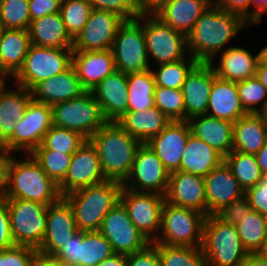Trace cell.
<instances>
[{"label":"cell","instance_id":"6da1fadb","mask_svg":"<svg viewBox=\"0 0 267 266\" xmlns=\"http://www.w3.org/2000/svg\"><path fill=\"white\" fill-rule=\"evenodd\" d=\"M248 24L241 16L211 4L187 35V53L198 63H214L218 52Z\"/></svg>","mask_w":267,"mask_h":266},{"label":"cell","instance_id":"7a4b0ae2","mask_svg":"<svg viewBox=\"0 0 267 266\" xmlns=\"http://www.w3.org/2000/svg\"><path fill=\"white\" fill-rule=\"evenodd\" d=\"M89 140L97 149L105 178L123 183L142 142L117 122H106Z\"/></svg>","mask_w":267,"mask_h":266},{"label":"cell","instance_id":"3957f363","mask_svg":"<svg viewBox=\"0 0 267 266\" xmlns=\"http://www.w3.org/2000/svg\"><path fill=\"white\" fill-rule=\"evenodd\" d=\"M121 189V182L105 180L64 195L73 210L77 229L99 231L105 216L119 202Z\"/></svg>","mask_w":267,"mask_h":266},{"label":"cell","instance_id":"277c9868","mask_svg":"<svg viewBox=\"0 0 267 266\" xmlns=\"http://www.w3.org/2000/svg\"><path fill=\"white\" fill-rule=\"evenodd\" d=\"M23 161L12 159L5 199H25L50 205L60 197L57 184L43 171L40 164L28 154Z\"/></svg>","mask_w":267,"mask_h":266},{"label":"cell","instance_id":"5b68a950","mask_svg":"<svg viewBox=\"0 0 267 266\" xmlns=\"http://www.w3.org/2000/svg\"><path fill=\"white\" fill-rule=\"evenodd\" d=\"M201 248L206 266H241L249 253L242 245L236 226L216 215L205 219Z\"/></svg>","mask_w":267,"mask_h":266},{"label":"cell","instance_id":"8992f818","mask_svg":"<svg viewBox=\"0 0 267 266\" xmlns=\"http://www.w3.org/2000/svg\"><path fill=\"white\" fill-rule=\"evenodd\" d=\"M206 216L196 210L164 203L161 218V235L153 244L201 247Z\"/></svg>","mask_w":267,"mask_h":266},{"label":"cell","instance_id":"52a82bcc","mask_svg":"<svg viewBox=\"0 0 267 266\" xmlns=\"http://www.w3.org/2000/svg\"><path fill=\"white\" fill-rule=\"evenodd\" d=\"M51 108L54 126L76 131L87 140L107 122L91 91L56 103Z\"/></svg>","mask_w":267,"mask_h":266},{"label":"cell","instance_id":"ba28073f","mask_svg":"<svg viewBox=\"0 0 267 266\" xmlns=\"http://www.w3.org/2000/svg\"><path fill=\"white\" fill-rule=\"evenodd\" d=\"M72 48H46L30 45L22 68L13 77L16 86L31 90L37 83L56 76L72 66Z\"/></svg>","mask_w":267,"mask_h":266},{"label":"cell","instance_id":"9c48e42d","mask_svg":"<svg viewBox=\"0 0 267 266\" xmlns=\"http://www.w3.org/2000/svg\"><path fill=\"white\" fill-rule=\"evenodd\" d=\"M111 50L116 71L129 74L151 68L143 32V13L136 19L125 20L118 29Z\"/></svg>","mask_w":267,"mask_h":266},{"label":"cell","instance_id":"30bf717a","mask_svg":"<svg viewBox=\"0 0 267 266\" xmlns=\"http://www.w3.org/2000/svg\"><path fill=\"white\" fill-rule=\"evenodd\" d=\"M15 245L38 249L44 238L48 205L25 199H7Z\"/></svg>","mask_w":267,"mask_h":266},{"label":"cell","instance_id":"8fae6325","mask_svg":"<svg viewBox=\"0 0 267 266\" xmlns=\"http://www.w3.org/2000/svg\"><path fill=\"white\" fill-rule=\"evenodd\" d=\"M143 32L149 60L153 58L161 65L188 57L185 54L187 36L172 29L154 13H143Z\"/></svg>","mask_w":267,"mask_h":266},{"label":"cell","instance_id":"7c38bea8","mask_svg":"<svg viewBox=\"0 0 267 266\" xmlns=\"http://www.w3.org/2000/svg\"><path fill=\"white\" fill-rule=\"evenodd\" d=\"M170 173L146 143L138 148L131 171L122 187L135 192L157 193L165 196Z\"/></svg>","mask_w":267,"mask_h":266},{"label":"cell","instance_id":"4fadbf2b","mask_svg":"<svg viewBox=\"0 0 267 266\" xmlns=\"http://www.w3.org/2000/svg\"><path fill=\"white\" fill-rule=\"evenodd\" d=\"M119 201L127 210L136 228L152 243L160 234L164 196L157 193L135 192L122 187Z\"/></svg>","mask_w":267,"mask_h":266},{"label":"cell","instance_id":"5bb4252c","mask_svg":"<svg viewBox=\"0 0 267 266\" xmlns=\"http://www.w3.org/2000/svg\"><path fill=\"white\" fill-rule=\"evenodd\" d=\"M52 125L51 106L32 99L24 117L16 122L14 133L4 146L13 152L25 151L31 154L42 144Z\"/></svg>","mask_w":267,"mask_h":266},{"label":"cell","instance_id":"9a60e30c","mask_svg":"<svg viewBox=\"0 0 267 266\" xmlns=\"http://www.w3.org/2000/svg\"><path fill=\"white\" fill-rule=\"evenodd\" d=\"M115 254L99 231L78 230L52 257L66 266H96Z\"/></svg>","mask_w":267,"mask_h":266},{"label":"cell","instance_id":"2e32d148","mask_svg":"<svg viewBox=\"0 0 267 266\" xmlns=\"http://www.w3.org/2000/svg\"><path fill=\"white\" fill-rule=\"evenodd\" d=\"M99 232L116 254L130 255L151 243L130 220L120 201L105 216Z\"/></svg>","mask_w":267,"mask_h":266},{"label":"cell","instance_id":"e0dca14e","mask_svg":"<svg viewBox=\"0 0 267 266\" xmlns=\"http://www.w3.org/2000/svg\"><path fill=\"white\" fill-rule=\"evenodd\" d=\"M125 19L117 13L92 9L82 31L73 39V52L111 49Z\"/></svg>","mask_w":267,"mask_h":266},{"label":"cell","instance_id":"ac0fdd59","mask_svg":"<svg viewBox=\"0 0 267 266\" xmlns=\"http://www.w3.org/2000/svg\"><path fill=\"white\" fill-rule=\"evenodd\" d=\"M107 180L103 174L97 149L87 140L71 158L65 179L58 185L64 196L77 189L95 185Z\"/></svg>","mask_w":267,"mask_h":266},{"label":"cell","instance_id":"d6986e66","mask_svg":"<svg viewBox=\"0 0 267 266\" xmlns=\"http://www.w3.org/2000/svg\"><path fill=\"white\" fill-rule=\"evenodd\" d=\"M78 231L73 210L68 201L61 196L56 202L48 205L47 224L38 254L53 257Z\"/></svg>","mask_w":267,"mask_h":266},{"label":"cell","instance_id":"ffe728a7","mask_svg":"<svg viewBox=\"0 0 267 266\" xmlns=\"http://www.w3.org/2000/svg\"><path fill=\"white\" fill-rule=\"evenodd\" d=\"M165 202L203 213L207 217L204 177L184 171L170 173Z\"/></svg>","mask_w":267,"mask_h":266},{"label":"cell","instance_id":"44dd1931","mask_svg":"<svg viewBox=\"0 0 267 266\" xmlns=\"http://www.w3.org/2000/svg\"><path fill=\"white\" fill-rule=\"evenodd\" d=\"M214 80L215 71L211 63H197L187 74L181 88L185 105V121L206 114Z\"/></svg>","mask_w":267,"mask_h":266},{"label":"cell","instance_id":"7402d4cb","mask_svg":"<svg viewBox=\"0 0 267 266\" xmlns=\"http://www.w3.org/2000/svg\"><path fill=\"white\" fill-rule=\"evenodd\" d=\"M191 134L188 121H171L165 129L150 138L146 144L172 173L180 171V161Z\"/></svg>","mask_w":267,"mask_h":266},{"label":"cell","instance_id":"603a6c76","mask_svg":"<svg viewBox=\"0 0 267 266\" xmlns=\"http://www.w3.org/2000/svg\"><path fill=\"white\" fill-rule=\"evenodd\" d=\"M107 122H118L128 111L127 74L115 71L108 75L92 90Z\"/></svg>","mask_w":267,"mask_h":266},{"label":"cell","instance_id":"cb8c5ba5","mask_svg":"<svg viewBox=\"0 0 267 266\" xmlns=\"http://www.w3.org/2000/svg\"><path fill=\"white\" fill-rule=\"evenodd\" d=\"M204 182L207 216L215 215L245 193L225 161L206 175Z\"/></svg>","mask_w":267,"mask_h":266},{"label":"cell","instance_id":"d4e9b609","mask_svg":"<svg viewBox=\"0 0 267 266\" xmlns=\"http://www.w3.org/2000/svg\"><path fill=\"white\" fill-rule=\"evenodd\" d=\"M72 67L86 91H91L98 83L116 71L111 49L73 52Z\"/></svg>","mask_w":267,"mask_h":266},{"label":"cell","instance_id":"484cf974","mask_svg":"<svg viewBox=\"0 0 267 266\" xmlns=\"http://www.w3.org/2000/svg\"><path fill=\"white\" fill-rule=\"evenodd\" d=\"M191 134L203 140L224 158L233 151L234 123L210 115L187 120Z\"/></svg>","mask_w":267,"mask_h":266},{"label":"cell","instance_id":"4316f807","mask_svg":"<svg viewBox=\"0 0 267 266\" xmlns=\"http://www.w3.org/2000/svg\"><path fill=\"white\" fill-rule=\"evenodd\" d=\"M85 91L72 66L61 74L40 81L31 89L33 100L50 106L77 98Z\"/></svg>","mask_w":267,"mask_h":266},{"label":"cell","instance_id":"83f0119b","mask_svg":"<svg viewBox=\"0 0 267 266\" xmlns=\"http://www.w3.org/2000/svg\"><path fill=\"white\" fill-rule=\"evenodd\" d=\"M206 114L233 123L248 114L241 103L237 82L221 79L215 74Z\"/></svg>","mask_w":267,"mask_h":266},{"label":"cell","instance_id":"f1b7e54d","mask_svg":"<svg viewBox=\"0 0 267 266\" xmlns=\"http://www.w3.org/2000/svg\"><path fill=\"white\" fill-rule=\"evenodd\" d=\"M211 4V0H167L154 14L172 29L187 36Z\"/></svg>","mask_w":267,"mask_h":266},{"label":"cell","instance_id":"f546056e","mask_svg":"<svg viewBox=\"0 0 267 266\" xmlns=\"http://www.w3.org/2000/svg\"><path fill=\"white\" fill-rule=\"evenodd\" d=\"M5 84L0 86V145L12 137L16 122L24 117L32 100L31 90L20 86L14 90H5Z\"/></svg>","mask_w":267,"mask_h":266},{"label":"cell","instance_id":"4dcf8cb0","mask_svg":"<svg viewBox=\"0 0 267 266\" xmlns=\"http://www.w3.org/2000/svg\"><path fill=\"white\" fill-rule=\"evenodd\" d=\"M31 45L28 30L6 29L0 39V76L14 77L22 68Z\"/></svg>","mask_w":267,"mask_h":266},{"label":"cell","instance_id":"1f68e13d","mask_svg":"<svg viewBox=\"0 0 267 266\" xmlns=\"http://www.w3.org/2000/svg\"><path fill=\"white\" fill-rule=\"evenodd\" d=\"M28 32L34 46L72 48L73 39L65 28L60 12L31 21Z\"/></svg>","mask_w":267,"mask_h":266},{"label":"cell","instance_id":"d6a6232c","mask_svg":"<svg viewBox=\"0 0 267 266\" xmlns=\"http://www.w3.org/2000/svg\"><path fill=\"white\" fill-rule=\"evenodd\" d=\"M224 157L203 140L190 134L180 161V171L205 177Z\"/></svg>","mask_w":267,"mask_h":266},{"label":"cell","instance_id":"836d02e7","mask_svg":"<svg viewBox=\"0 0 267 266\" xmlns=\"http://www.w3.org/2000/svg\"><path fill=\"white\" fill-rule=\"evenodd\" d=\"M258 53L252 55L241 47H228L224 49L218 65L212 64L217 77L232 82L243 81L256 74Z\"/></svg>","mask_w":267,"mask_h":266},{"label":"cell","instance_id":"e575fe53","mask_svg":"<svg viewBox=\"0 0 267 266\" xmlns=\"http://www.w3.org/2000/svg\"><path fill=\"white\" fill-rule=\"evenodd\" d=\"M171 120L156 106L145 111H127L119 123L132 137L146 143L153 136L161 133Z\"/></svg>","mask_w":267,"mask_h":266},{"label":"cell","instance_id":"d590c367","mask_svg":"<svg viewBox=\"0 0 267 266\" xmlns=\"http://www.w3.org/2000/svg\"><path fill=\"white\" fill-rule=\"evenodd\" d=\"M266 140L267 125L258 113H248L234 122L233 151L256 154Z\"/></svg>","mask_w":267,"mask_h":266},{"label":"cell","instance_id":"8d00e7d4","mask_svg":"<svg viewBox=\"0 0 267 266\" xmlns=\"http://www.w3.org/2000/svg\"><path fill=\"white\" fill-rule=\"evenodd\" d=\"M128 79V111H145L155 106V79L151 69L144 72L129 73Z\"/></svg>","mask_w":267,"mask_h":266},{"label":"cell","instance_id":"74e56055","mask_svg":"<svg viewBox=\"0 0 267 266\" xmlns=\"http://www.w3.org/2000/svg\"><path fill=\"white\" fill-rule=\"evenodd\" d=\"M224 161L244 191L255 186L263 176L255 154L232 151Z\"/></svg>","mask_w":267,"mask_h":266},{"label":"cell","instance_id":"f35d334b","mask_svg":"<svg viewBox=\"0 0 267 266\" xmlns=\"http://www.w3.org/2000/svg\"><path fill=\"white\" fill-rule=\"evenodd\" d=\"M243 247L249 253H255L261 247L267 235V217L257 211L246 214L236 225Z\"/></svg>","mask_w":267,"mask_h":266},{"label":"cell","instance_id":"ab89813d","mask_svg":"<svg viewBox=\"0 0 267 266\" xmlns=\"http://www.w3.org/2000/svg\"><path fill=\"white\" fill-rule=\"evenodd\" d=\"M154 245L158 249L160 266H206L201 247Z\"/></svg>","mask_w":267,"mask_h":266},{"label":"cell","instance_id":"60d3db41","mask_svg":"<svg viewBox=\"0 0 267 266\" xmlns=\"http://www.w3.org/2000/svg\"><path fill=\"white\" fill-rule=\"evenodd\" d=\"M87 139L80 133L52 125L35 150H53L73 155Z\"/></svg>","mask_w":267,"mask_h":266},{"label":"cell","instance_id":"b9f144b4","mask_svg":"<svg viewBox=\"0 0 267 266\" xmlns=\"http://www.w3.org/2000/svg\"><path fill=\"white\" fill-rule=\"evenodd\" d=\"M187 58L178 62L161 64L158 66L159 69L156 70V72L152 70L155 86L181 89L187 74L198 63V61L189 54Z\"/></svg>","mask_w":267,"mask_h":266},{"label":"cell","instance_id":"7bdbcfd3","mask_svg":"<svg viewBox=\"0 0 267 266\" xmlns=\"http://www.w3.org/2000/svg\"><path fill=\"white\" fill-rule=\"evenodd\" d=\"M92 7L87 0H62L60 14L65 28L72 39L83 29L88 21Z\"/></svg>","mask_w":267,"mask_h":266},{"label":"cell","instance_id":"ee69618b","mask_svg":"<svg viewBox=\"0 0 267 266\" xmlns=\"http://www.w3.org/2000/svg\"><path fill=\"white\" fill-rule=\"evenodd\" d=\"M31 155L57 186L65 179L72 158L71 154L53 150H34Z\"/></svg>","mask_w":267,"mask_h":266},{"label":"cell","instance_id":"f6af8a7d","mask_svg":"<svg viewBox=\"0 0 267 266\" xmlns=\"http://www.w3.org/2000/svg\"><path fill=\"white\" fill-rule=\"evenodd\" d=\"M155 106L171 121H185L184 97L181 89L155 86Z\"/></svg>","mask_w":267,"mask_h":266},{"label":"cell","instance_id":"bcb514c9","mask_svg":"<svg viewBox=\"0 0 267 266\" xmlns=\"http://www.w3.org/2000/svg\"><path fill=\"white\" fill-rule=\"evenodd\" d=\"M238 94L247 113H259L267 104V89L256 76L237 82ZM260 105L258 107L257 105ZM257 106V107H256Z\"/></svg>","mask_w":267,"mask_h":266},{"label":"cell","instance_id":"7dc6e473","mask_svg":"<svg viewBox=\"0 0 267 266\" xmlns=\"http://www.w3.org/2000/svg\"><path fill=\"white\" fill-rule=\"evenodd\" d=\"M0 17L6 29L28 30L29 0H0Z\"/></svg>","mask_w":267,"mask_h":266},{"label":"cell","instance_id":"c3c4849f","mask_svg":"<svg viewBox=\"0 0 267 266\" xmlns=\"http://www.w3.org/2000/svg\"><path fill=\"white\" fill-rule=\"evenodd\" d=\"M92 9L117 13L125 20L136 19L140 15V0H87Z\"/></svg>","mask_w":267,"mask_h":266},{"label":"cell","instance_id":"681fc988","mask_svg":"<svg viewBox=\"0 0 267 266\" xmlns=\"http://www.w3.org/2000/svg\"><path fill=\"white\" fill-rule=\"evenodd\" d=\"M38 255L33 247L15 245L0 251V266H33Z\"/></svg>","mask_w":267,"mask_h":266},{"label":"cell","instance_id":"f907efd6","mask_svg":"<svg viewBox=\"0 0 267 266\" xmlns=\"http://www.w3.org/2000/svg\"><path fill=\"white\" fill-rule=\"evenodd\" d=\"M253 208L250 206L245 195L223 207L215 215L223 222L236 225L243 220L246 214L252 213Z\"/></svg>","mask_w":267,"mask_h":266},{"label":"cell","instance_id":"816d5d0a","mask_svg":"<svg viewBox=\"0 0 267 266\" xmlns=\"http://www.w3.org/2000/svg\"><path fill=\"white\" fill-rule=\"evenodd\" d=\"M244 195L254 211L267 217V175H263L255 186L246 189Z\"/></svg>","mask_w":267,"mask_h":266},{"label":"cell","instance_id":"f5cc1de1","mask_svg":"<svg viewBox=\"0 0 267 266\" xmlns=\"http://www.w3.org/2000/svg\"><path fill=\"white\" fill-rule=\"evenodd\" d=\"M212 4L219 6L224 11L241 16L249 25H253L252 0H211Z\"/></svg>","mask_w":267,"mask_h":266},{"label":"cell","instance_id":"db71d44e","mask_svg":"<svg viewBox=\"0 0 267 266\" xmlns=\"http://www.w3.org/2000/svg\"><path fill=\"white\" fill-rule=\"evenodd\" d=\"M127 266H160L158 249L150 243L144 249L127 255Z\"/></svg>","mask_w":267,"mask_h":266},{"label":"cell","instance_id":"11a10c76","mask_svg":"<svg viewBox=\"0 0 267 266\" xmlns=\"http://www.w3.org/2000/svg\"><path fill=\"white\" fill-rule=\"evenodd\" d=\"M15 246L7 207V199L0 197V251Z\"/></svg>","mask_w":267,"mask_h":266},{"label":"cell","instance_id":"9f6ffc18","mask_svg":"<svg viewBox=\"0 0 267 266\" xmlns=\"http://www.w3.org/2000/svg\"><path fill=\"white\" fill-rule=\"evenodd\" d=\"M62 0H29L30 22L60 12Z\"/></svg>","mask_w":267,"mask_h":266},{"label":"cell","instance_id":"6f0895ef","mask_svg":"<svg viewBox=\"0 0 267 266\" xmlns=\"http://www.w3.org/2000/svg\"><path fill=\"white\" fill-rule=\"evenodd\" d=\"M0 197H4L8 184L9 167L14 152L4 145H0Z\"/></svg>","mask_w":267,"mask_h":266},{"label":"cell","instance_id":"680465c9","mask_svg":"<svg viewBox=\"0 0 267 266\" xmlns=\"http://www.w3.org/2000/svg\"><path fill=\"white\" fill-rule=\"evenodd\" d=\"M166 1L167 0H140V14L141 13H154Z\"/></svg>","mask_w":267,"mask_h":266},{"label":"cell","instance_id":"91938a15","mask_svg":"<svg viewBox=\"0 0 267 266\" xmlns=\"http://www.w3.org/2000/svg\"><path fill=\"white\" fill-rule=\"evenodd\" d=\"M252 5L255 7L253 11V24H258L263 14L267 13V0H252Z\"/></svg>","mask_w":267,"mask_h":266},{"label":"cell","instance_id":"94428289","mask_svg":"<svg viewBox=\"0 0 267 266\" xmlns=\"http://www.w3.org/2000/svg\"><path fill=\"white\" fill-rule=\"evenodd\" d=\"M96 266H127V255L115 253Z\"/></svg>","mask_w":267,"mask_h":266},{"label":"cell","instance_id":"6125c7cd","mask_svg":"<svg viewBox=\"0 0 267 266\" xmlns=\"http://www.w3.org/2000/svg\"><path fill=\"white\" fill-rule=\"evenodd\" d=\"M241 266H267V259L260 257L256 252L248 253Z\"/></svg>","mask_w":267,"mask_h":266},{"label":"cell","instance_id":"be15d7a7","mask_svg":"<svg viewBox=\"0 0 267 266\" xmlns=\"http://www.w3.org/2000/svg\"><path fill=\"white\" fill-rule=\"evenodd\" d=\"M257 163L263 175H267V140L258 153L255 154Z\"/></svg>","mask_w":267,"mask_h":266},{"label":"cell","instance_id":"e7e4bbea","mask_svg":"<svg viewBox=\"0 0 267 266\" xmlns=\"http://www.w3.org/2000/svg\"><path fill=\"white\" fill-rule=\"evenodd\" d=\"M33 266H66L65 264L56 261L52 257H44L38 255Z\"/></svg>","mask_w":267,"mask_h":266},{"label":"cell","instance_id":"03108f58","mask_svg":"<svg viewBox=\"0 0 267 266\" xmlns=\"http://www.w3.org/2000/svg\"><path fill=\"white\" fill-rule=\"evenodd\" d=\"M255 76L259 79L262 85L267 89V65H263L258 61Z\"/></svg>","mask_w":267,"mask_h":266},{"label":"cell","instance_id":"003e7915","mask_svg":"<svg viewBox=\"0 0 267 266\" xmlns=\"http://www.w3.org/2000/svg\"><path fill=\"white\" fill-rule=\"evenodd\" d=\"M260 257L267 259V235L262 242L261 247L256 252Z\"/></svg>","mask_w":267,"mask_h":266},{"label":"cell","instance_id":"a7ac6f4b","mask_svg":"<svg viewBox=\"0 0 267 266\" xmlns=\"http://www.w3.org/2000/svg\"><path fill=\"white\" fill-rule=\"evenodd\" d=\"M258 61L263 65H267V45L258 52Z\"/></svg>","mask_w":267,"mask_h":266},{"label":"cell","instance_id":"89a4df30","mask_svg":"<svg viewBox=\"0 0 267 266\" xmlns=\"http://www.w3.org/2000/svg\"><path fill=\"white\" fill-rule=\"evenodd\" d=\"M258 114L261 116L263 122L267 125V104Z\"/></svg>","mask_w":267,"mask_h":266},{"label":"cell","instance_id":"2644e50d","mask_svg":"<svg viewBox=\"0 0 267 266\" xmlns=\"http://www.w3.org/2000/svg\"><path fill=\"white\" fill-rule=\"evenodd\" d=\"M5 30L6 28H5L4 22L0 17V39L3 37Z\"/></svg>","mask_w":267,"mask_h":266},{"label":"cell","instance_id":"8c879c8a","mask_svg":"<svg viewBox=\"0 0 267 266\" xmlns=\"http://www.w3.org/2000/svg\"><path fill=\"white\" fill-rule=\"evenodd\" d=\"M6 82V80H4L1 76H0V83H4Z\"/></svg>","mask_w":267,"mask_h":266}]
</instances>
